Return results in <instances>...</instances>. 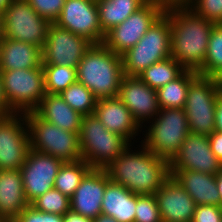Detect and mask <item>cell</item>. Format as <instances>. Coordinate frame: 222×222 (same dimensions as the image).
I'll list each match as a JSON object with an SVG mask.
<instances>
[{"label":"cell","mask_w":222,"mask_h":222,"mask_svg":"<svg viewBox=\"0 0 222 222\" xmlns=\"http://www.w3.org/2000/svg\"><path fill=\"white\" fill-rule=\"evenodd\" d=\"M161 5L164 9L175 6H188L192 0H153Z\"/></svg>","instance_id":"b9f144b4"},{"label":"cell","mask_w":222,"mask_h":222,"mask_svg":"<svg viewBox=\"0 0 222 222\" xmlns=\"http://www.w3.org/2000/svg\"><path fill=\"white\" fill-rule=\"evenodd\" d=\"M222 88L217 77L199 75L189 86L184 111L190 133L209 136L215 131V112Z\"/></svg>","instance_id":"ba28073f"},{"label":"cell","mask_w":222,"mask_h":222,"mask_svg":"<svg viewBox=\"0 0 222 222\" xmlns=\"http://www.w3.org/2000/svg\"><path fill=\"white\" fill-rule=\"evenodd\" d=\"M29 150L26 115L0 116V170L20 169Z\"/></svg>","instance_id":"7c38bea8"},{"label":"cell","mask_w":222,"mask_h":222,"mask_svg":"<svg viewBox=\"0 0 222 222\" xmlns=\"http://www.w3.org/2000/svg\"><path fill=\"white\" fill-rule=\"evenodd\" d=\"M52 23L41 17L26 0H13L2 12V33L17 41L43 48Z\"/></svg>","instance_id":"30bf717a"},{"label":"cell","mask_w":222,"mask_h":222,"mask_svg":"<svg viewBox=\"0 0 222 222\" xmlns=\"http://www.w3.org/2000/svg\"><path fill=\"white\" fill-rule=\"evenodd\" d=\"M188 7L210 22L222 24V0H192Z\"/></svg>","instance_id":"e575fe53"},{"label":"cell","mask_w":222,"mask_h":222,"mask_svg":"<svg viewBox=\"0 0 222 222\" xmlns=\"http://www.w3.org/2000/svg\"><path fill=\"white\" fill-rule=\"evenodd\" d=\"M134 222H162L154 194L137 195Z\"/></svg>","instance_id":"836d02e7"},{"label":"cell","mask_w":222,"mask_h":222,"mask_svg":"<svg viewBox=\"0 0 222 222\" xmlns=\"http://www.w3.org/2000/svg\"><path fill=\"white\" fill-rule=\"evenodd\" d=\"M117 97L130 110L141 128L146 127L145 124L152 121L159 113L156 89H152L138 76L124 75Z\"/></svg>","instance_id":"e0dca14e"},{"label":"cell","mask_w":222,"mask_h":222,"mask_svg":"<svg viewBox=\"0 0 222 222\" xmlns=\"http://www.w3.org/2000/svg\"><path fill=\"white\" fill-rule=\"evenodd\" d=\"M6 100L14 113L34 112L45 96L43 68L0 71Z\"/></svg>","instance_id":"9c48e42d"},{"label":"cell","mask_w":222,"mask_h":222,"mask_svg":"<svg viewBox=\"0 0 222 222\" xmlns=\"http://www.w3.org/2000/svg\"><path fill=\"white\" fill-rule=\"evenodd\" d=\"M185 69L174 58L169 57L146 68L138 77L152 89H158L178 78Z\"/></svg>","instance_id":"83f0119b"},{"label":"cell","mask_w":222,"mask_h":222,"mask_svg":"<svg viewBox=\"0 0 222 222\" xmlns=\"http://www.w3.org/2000/svg\"><path fill=\"white\" fill-rule=\"evenodd\" d=\"M198 74L217 78L222 75V24H215L211 30L205 63Z\"/></svg>","instance_id":"f546056e"},{"label":"cell","mask_w":222,"mask_h":222,"mask_svg":"<svg viewBox=\"0 0 222 222\" xmlns=\"http://www.w3.org/2000/svg\"><path fill=\"white\" fill-rule=\"evenodd\" d=\"M199 76L198 72L185 70L178 78L158 88L160 108H184L190 84Z\"/></svg>","instance_id":"4316f807"},{"label":"cell","mask_w":222,"mask_h":222,"mask_svg":"<svg viewBox=\"0 0 222 222\" xmlns=\"http://www.w3.org/2000/svg\"><path fill=\"white\" fill-rule=\"evenodd\" d=\"M0 222H8L3 216L0 215Z\"/></svg>","instance_id":"c3c4849f"},{"label":"cell","mask_w":222,"mask_h":222,"mask_svg":"<svg viewBox=\"0 0 222 222\" xmlns=\"http://www.w3.org/2000/svg\"><path fill=\"white\" fill-rule=\"evenodd\" d=\"M30 149L49 154L63 162H74L82 159L80 132L61 129L43 120L35 111L27 112Z\"/></svg>","instance_id":"52a82bcc"},{"label":"cell","mask_w":222,"mask_h":222,"mask_svg":"<svg viewBox=\"0 0 222 222\" xmlns=\"http://www.w3.org/2000/svg\"><path fill=\"white\" fill-rule=\"evenodd\" d=\"M28 4L43 18L51 23L59 18L65 0H26Z\"/></svg>","instance_id":"d590c367"},{"label":"cell","mask_w":222,"mask_h":222,"mask_svg":"<svg viewBox=\"0 0 222 222\" xmlns=\"http://www.w3.org/2000/svg\"><path fill=\"white\" fill-rule=\"evenodd\" d=\"M42 66V49L36 45L0 37V71Z\"/></svg>","instance_id":"603a6c76"},{"label":"cell","mask_w":222,"mask_h":222,"mask_svg":"<svg viewBox=\"0 0 222 222\" xmlns=\"http://www.w3.org/2000/svg\"><path fill=\"white\" fill-rule=\"evenodd\" d=\"M15 114L8 105L6 100L5 90L2 84V79L0 76V116H8Z\"/></svg>","instance_id":"ab89813d"},{"label":"cell","mask_w":222,"mask_h":222,"mask_svg":"<svg viewBox=\"0 0 222 222\" xmlns=\"http://www.w3.org/2000/svg\"><path fill=\"white\" fill-rule=\"evenodd\" d=\"M121 56L126 76H138L152 64L171 57L169 13L165 10L138 43Z\"/></svg>","instance_id":"277c9868"},{"label":"cell","mask_w":222,"mask_h":222,"mask_svg":"<svg viewBox=\"0 0 222 222\" xmlns=\"http://www.w3.org/2000/svg\"><path fill=\"white\" fill-rule=\"evenodd\" d=\"M170 171L193 170L216 175L222 163L211 150L208 136L189 133L179 151L169 162Z\"/></svg>","instance_id":"2e32d148"},{"label":"cell","mask_w":222,"mask_h":222,"mask_svg":"<svg viewBox=\"0 0 222 222\" xmlns=\"http://www.w3.org/2000/svg\"><path fill=\"white\" fill-rule=\"evenodd\" d=\"M172 176L193 198L196 205L221 206L215 175L193 170L170 171Z\"/></svg>","instance_id":"7402d4cb"},{"label":"cell","mask_w":222,"mask_h":222,"mask_svg":"<svg viewBox=\"0 0 222 222\" xmlns=\"http://www.w3.org/2000/svg\"><path fill=\"white\" fill-rule=\"evenodd\" d=\"M123 76L122 56L103 43L92 44L77 66V81L98 100L117 97Z\"/></svg>","instance_id":"3957f363"},{"label":"cell","mask_w":222,"mask_h":222,"mask_svg":"<svg viewBox=\"0 0 222 222\" xmlns=\"http://www.w3.org/2000/svg\"><path fill=\"white\" fill-rule=\"evenodd\" d=\"M94 115L107 130L120 134L130 144L142 131L130 110L118 97L97 100Z\"/></svg>","instance_id":"ffe728a7"},{"label":"cell","mask_w":222,"mask_h":222,"mask_svg":"<svg viewBox=\"0 0 222 222\" xmlns=\"http://www.w3.org/2000/svg\"><path fill=\"white\" fill-rule=\"evenodd\" d=\"M192 222H222V207L216 205H197Z\"/></svg>","instance_id":"74e56055"},{"label":"cell","mask_w":222,"mask_h":222,"mask_svg":"<svg viewBox=\"0 0 222 222\" xmlns=\"http://www.w3.org/2000/svg\"><path fill=\"white\" fill-rule=\"evenodd\" d=\"M30 205L43 213L64 216L70 211V198L62 194L59 190L52 188L36 198Z\"/></svg>","instance_id":"d6a6232c"},{"label":"cell","mask_w":222,"mask_h":222,"mask_svg":"<svg viewBox=\"0 0 222 222\" xmlns=\"http://www.w3.org/2000/svg\"><path fill=\"white\" fill-rule=\"evenodd\" d=\"M109 182L104 169H90L70 197V210L91 220L95 219L101 214V203Z\"/></svg>","instance_id":"ac0fdd59"},{"label":"cell","mask_w":222,"mask_h":222,"mask_svg":"<svg viewBox=\"0 0 222 222\" xmlns=\"http://www.w3.org/2000/svg\"><path fill=\"white\" fill-rule=\"evenodd\" d=\"M154 195L162 222H192L197 205L172 176L164 182Z\"/></svg>","instance_id":"d6986e66"},{"label":"cell","mask_w":222,"mask_h":222,"mask_svg":"<svg viewBox=\"0 0 222 222\" xmlns=\"http://www.w3.org/2000/svg\"><path fill=\"white\" fill-rule=\"evenodd\" d=\"M35 112L55 126L71 132H80L82 115L72 109L59 94L46 93Z\"/></svg>","instance_id":"cb8c5ba5"},{"label":"cell","mask_w":222,"mask_h":222,"mask_svg":"<svg viewBox=\"0 0 222 222\" xmlns=\"http://www.w3.org/2000/svg\"><path fill=\"white\" fill-rule=\"evenodd\" d=\"M149 123L141 143L159 158L170 162L190 133L184 108H160Z\"/></svg>","instance_id":"5b68a950"},{"label":"cell","mask_w":222,"mask_h":222,"mask_svg":"<svg viewBox=\"0 0 222 222\" xmlns=\"http://www.w3.org/2000/svg\"><path fill=\"white\" fill-rule=\"evenodd\" d=\"M29 205L20 169L0 170V215L13 222Z\"/></svg>","instance_id":"44dd1931"},{"label":"cell","mask_w":222,"mask_h":222,"mask_svg":"<svg viewBox=\"0 0 222 222\" xmlns=\"http://www.w3.org/2000/svg\"><path fill=\"white\" fill-rule=\"evenodd\" d=\"M42 68L46 93L60 94L68 86L77 82V68L54 64H42Z\"/></svg>","instance_id":"4dcf8cb0"},{"label":"cell","mask_w":222,"mask_h":222,"mask_svg":"<svg viewBox=\"0 0 222 222\" xmlns=\"http://www.w3.org/2000/svg\"><path fill=\"white\" fill-rule=\"evenodd\" d=\"M149 0H99L97 9L99 23L104 33L121 24L131 14L138 11Z\"/></svg>","instance_id":"484cf974"},{"label":"cell","mask_w":222,"mask_h":222,"mask_svg":"<svg viewBox=\"0 0 222 222\" xmlns=\"http://www.w3.org/2000/svg\"><path fill=\"white\" fill-rule=\"evenodd\" d=\"M218 79H219V84H220V86L222 88V75Z\"/></svg>","instance_id":"681fc988"},{"label":"cell","mask_w":222,"mask_h":222,"mask_svg":"<svg viewBox=\"0 0 222 222\" xmlns=\"http://www.w3.org/2000/svg\"><path fill=\"white\" fill-rule=\"evenodd\" d=\"M136 202L137 194L110 181L104 191L101 214L110 216L117 222H134Z\"/></svg>","instance_id":"d4e9b609"},{"label":"cell","mask_w":222,"mask_h":222,"mask_svg":"<svg viewBox=\"0 0 222 222\" xmlns=\"http://www.w3.org/2000/svg\"><path fill=\"white\" fill-rule=\"evenodd\" d=\"M59 95L82 116L94 114L98 99L86 86L78 81L68 86Z\"/></svg>","instance_id":"1f68e13d"},{"label":"cell","mask_w":222,"mask_h":222,"mask_svg":"<svg viewBox=\"0 0 222 222\" xmlns=\"http://www.w3.org/2000/svg\"><path fill=\"white\" fill-rule=\"evenodd\" d=\"M131 146L104 170L110 181L134 194H155L170 177L169 162L153 154L143 144L135 152Z\"/></svg>","instance_id":"6da1fadb"},{"label":"cell","mask_w":222,"mask_h":222,"mask_svg":"<svg viewBox=\"0 0 222 222\" xmlns=\"http://www.w3.org/2000/svg\"><path fill=\"white\" fill-rule=\"evenodd\" d=\"M90 169V165L83 159L63 162L55 178L54 188L70 198L79 186L81 179Z\"/></svg>","instance_id":"f1b7e54d"},{"label":"cell","mask_w":222,"mask_h":222,"mask_svg":"<svg viewBox=\"0 0 222 222\" xmlns=\"http://www.w3.org/2000/svg\"><path fill=\"white\" fill-rule=\"evenodd\" d=\"M215 131L222 133V92L219 95L215 112Z\"/></svg>","instance_id":"60d3db41"},{"label":"cell","mask_w":222,"mask_h":222,"mask_svg":"<svg viewBox=\"0 0 222 222\" xmlns=\"http://www.w3.org/2000/svg\"><path fill=\"white\" fill-rule=\"evenodd\" d=\"M63 219L62 215L43 213L29 205L13 222H63Z\"/></svg>","instance_id":"8d00e7d4"},{"label":"cell","mask_w":222,"mask_h":222,"mask_svg":"<svg viewBox=\"0 0 222 222\" xmlns=\"http://www.w3.org/2000/svg\"><path fill=\"white\" fill-rule=\"evenodd\" d=\"M55 24L87 38L93 44L104 41L105 33L99 23L97 3L93 0H65Z\"/></svg>","instance_id":"9a60e30c"},{"label":"cell","mask_w":222,"mask_h":222,"mask_svg":"<svg viewBox=\"0 0 222 222\" xmlns=\"http://www.w3.org/2000/svg\"><path fill=\"white\" fill-rule=\"evenodd\" d=\"M164 11L157 2L149 0L121 24L106 32L103 44L116 54L122 55L138 43Z\"/></svg>","instance_id":"8fae6325"},{"label":"cell","mask_w":222,"mask_h":222,"mask_svg":"<svg viewBox=\"0 0 222 222\" xmlns=\"http://www.w3.org/2000/svg\"><path fill=\"white\" fill-rule=\"evenodd\" d=\"M63 222H92V220L70 210L64 215Z\"/></svg>","instance_id":"7bdbcfd3"},{"label":"cell","mask_w":222,"mask_h":222,"mask_svg":"<svg viewBox=\"0 0 222 222\" xmlns=\"http://www.w3.org/2000/svg\"><path fill=\"white\" fill-rule=\"evenodd\" d=\"M92 222H117L114 218L103 214L98 215Z\"/></svg>","instance_id":"f6af8a7d"},{"label":"cell","mask_w":222,"mask_h":222,"mask_svg":"<svg viewBox=\"0 0 222 222\" xmlns=\"http://www.w3.org/2000/svg\"><path fill=\"white\" fill-rule=\"evenodd\" d=\"M13 0H0V12H3Z\"/></svg>","instance_id":"bcb514c9"},{"label":"cell","mask_w":222,"mask_h":222,"mask_svg":"<svg viewBox=\"0 0 222 222\" xmlns=\"http://www.w3.org/2000/svg\"><path fill=\"white\" fill-rule=\"evenodd\" d=\"M171 27V57L185 70L198 72L205 63L208 41L215 23L196 14L188 6L165 9Z\"/></svg>","instance_id":"7a4b0ae2"},{"label":"cell","mask_w":222,"mask_h":222,"mask_svg":"<svg viewBox=\"0 0 222 222\" xmlns=\"http://www.w3.org/2000/svg\"><path fill=\"white\" fill-rule=\"evenodd\" d=\"M2 33V12H0V36Z\"/></svg>","instance_id":"7dc6e473"},{"label":"cell","mask_w":222,"mask_h":222,"mask_svg":"<svg viewBox=\"0 0 222 222\" xmlns=\"http://www.w3.org/2000/svg\"><path fill=\"white\" fill-rule=\"evenodd\" d=\"M93 43L87 38L52 23L42 48V64H54L77 68Z\"/></svg>","instance_id":"4fadbf2b"},{"label":"cell","mask_w":222,"mask_h":222,"mask_svg":"<svg viewBox=\"0 0 222 222\" xmlns=\"http://www.w3.org/2000/svg\"><path fill=\"white\" fill-rule=\"evenodd\" d=\"M62 164L63 161L54 156L29 150L20 168L25 196L29 204L54 188L55 178Z\"/></svg>","instance_id":"5bb4252c"},{"label":"cell","mask_w":222,"mask_h":222,"mask_svg":"<svg viewBox=\"0 0 222 222\" xmlns=\"http://www.w3.org/2000/svg\"><path fill=\"white\" fill-rule=\"evenodd\" d=\"M79 138L82 159L91 169L106 168L131 145L120 134L107 130L94 114L82 117Z\"/></svg>","instance_id":"8992f818"},{"label":"cell","mask_w":222,"mask_h":222,"mask_svg":"<svg viewBox=\"0 0 222 222\" xmlns=\"http://www.w3.org/2000/svg\"><path fill=\"white\" fill-rule=\"evenodd\" d=\"M215 178H216V183H217V189H218V192H219L220 197H221V207H222V170L219 171L215 175Z\"/></svg>","instance_id":"ee69618b"},{"label":"cell","mask_w":222,"mask_h":222,"mask_svg":"<svg viewBox=\"0 0 222 222\" xmlns=\"http://www.w3.org/2000/svg\"><path fill=\"white\" fill-rule=\"evenodd\" d=\"M210 147L217 159L222 163V133L214 131L208 136Z\"/></svg>","instance_id":"f35d334b"}]
</instances>
